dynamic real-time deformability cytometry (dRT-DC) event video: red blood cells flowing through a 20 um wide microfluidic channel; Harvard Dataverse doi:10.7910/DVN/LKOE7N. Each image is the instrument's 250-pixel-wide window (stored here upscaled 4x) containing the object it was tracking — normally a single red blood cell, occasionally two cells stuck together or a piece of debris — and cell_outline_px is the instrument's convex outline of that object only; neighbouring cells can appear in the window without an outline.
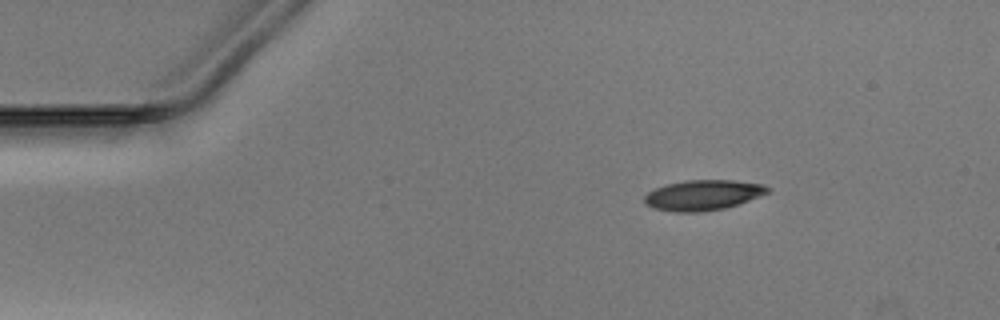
{"species": "Egyptian fruit bat (a non-hibernating species)", "species_latin": "Rousettus aegyptiacus", "temperature_condition": "warm", "stored_images_in_passage": 44, "camera_frame_rate_fps": 3000, "um_per_image_px": 0.085, "animal": {"sex": "male"}, "frame": {"image": 1, "passage_image": 1, "time_ms": 0.0, "image_size_px": [1000, 320], "cell_outline_px": [[768, 192], [748, 200], [724, 208], [704, 212], [676, 212], [652, 208], [644, 200], [644, 196], [648, 192], [656, 188], [668, 184], [684, 180], [732, 180], [760, 184], [768, 188]], "centroid_in_image_um": [59.7, 16.59], "position_along_channel_um": 25.3, "area_um2": 21.39}}
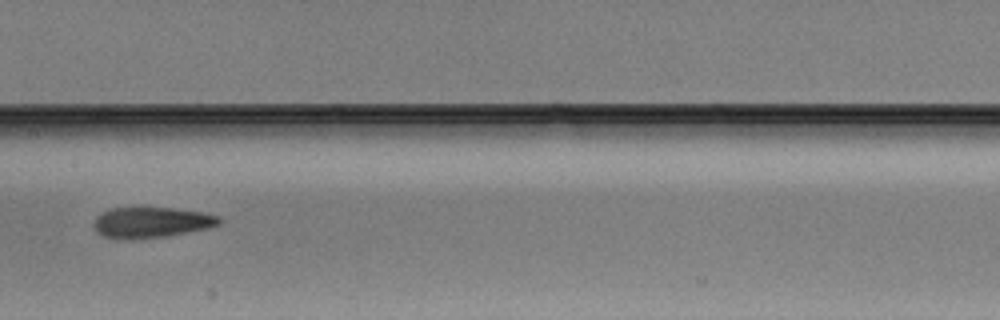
{"frame": {"image": 2, "passage_image": 19, "time_ms": 6.0, "image_size_px": [1000, 320], "cell_outline_px": [[224, 220], [220, 224], [208, 228], [164, 236], [132, 240], [120, 240], [104, 236], [96, 232], [92, 224], [96, 216], [112, 208], [168, 208], [200, 212], [216, 216]], "centroid_in_image_um": [12.81, 18.92], "position_along_channel_um": 194.6, "area_um2": 22.31}}
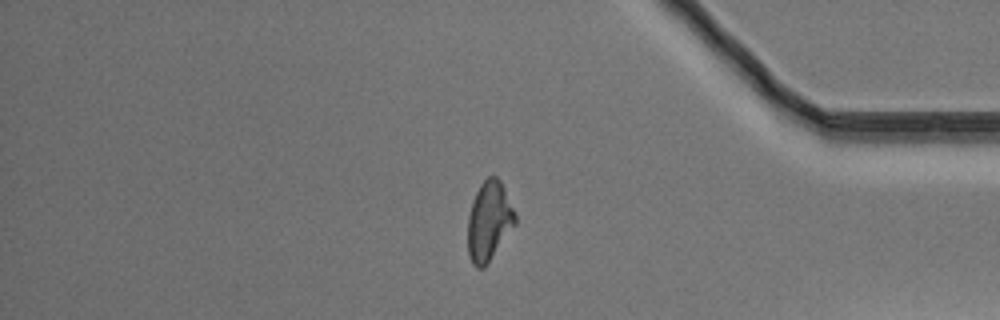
{"frame": {"image": 3, "passage_image": 36, "time_ms": 11.667, "image_size_px": [1000, 320], "cell_outline_px": [[516, 224], [484, 268], [476, 268], [472, 264], [468, 256], [468, 216], [472, 200], [480, 184], [488, 176], [496, 176], [500, 180], [504, 188], [516, 216]], "centroid_in_image_um": [41.55, 18.81], "position_along_channel_um": 393.6, "area_um2": 21.91}}